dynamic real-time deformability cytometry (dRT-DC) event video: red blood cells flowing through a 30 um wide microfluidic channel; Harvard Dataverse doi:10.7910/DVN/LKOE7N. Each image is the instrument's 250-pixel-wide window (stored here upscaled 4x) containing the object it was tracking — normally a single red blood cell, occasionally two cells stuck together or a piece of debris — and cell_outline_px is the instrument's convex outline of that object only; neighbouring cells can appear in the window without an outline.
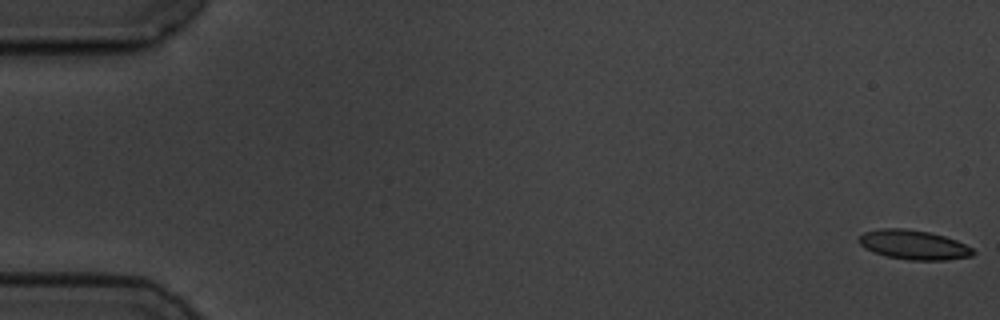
{"species": "common noctule bat (a hibernating species)", "species_latin": "Nyctalus noctula", "temperature_condition": "cold", "stored_images_in_passage": 16, "camera_frame_rate_fps": 3000, "um_per_image_px": 0.085, "animal": {"sex": "male", "body_mass_g": 19.5, "forearm_length_mm": 54.6}, "frame": {"image": 1, "passage_image": 1, "time_ms": 0.0, "image_size_px": [1000, 320], "cell_outline_px": [[976, 252], [972, 256], [948, 260], [912, 260], [888, 256], [872, 252], [864, 248], [856, 240], [864, 232], [880, 228], [904, 228], [928, 232], [944, 236], [956, 240], [972, 248]], "centroid_in_image_um": [77.64, 20.81], "position_along_channel_um": 7.4, "area_um2": 19.59}}
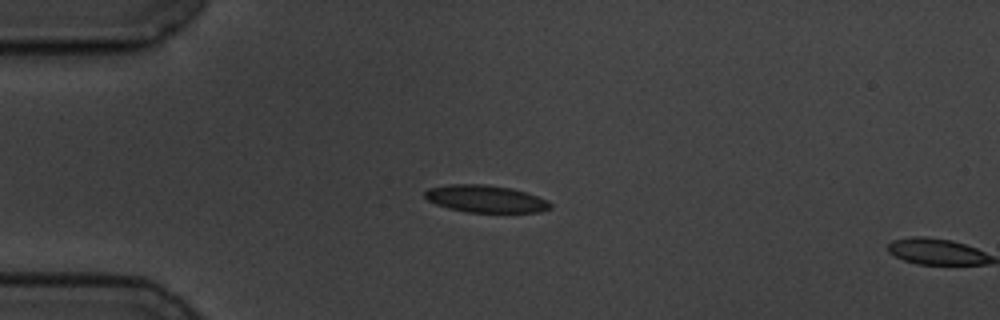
{"frame": {"image": 2, "passage_image": 15, "time_ms": 4.667, "image_size_px": [1000, 320], "cell_outline_px": [[552, 208], [540, 212], [468, 212], [448, 208], [436, 204], [428, 200], [424, 196], [424, 192], [428, 188], [448, 184], [488, 184], [512, 188], [548, 200], [552, 204]], "centroid_in_image_um": [41.27, 16.89], "position_along_channel_um": 43.7, "area_um2": 20.0}}